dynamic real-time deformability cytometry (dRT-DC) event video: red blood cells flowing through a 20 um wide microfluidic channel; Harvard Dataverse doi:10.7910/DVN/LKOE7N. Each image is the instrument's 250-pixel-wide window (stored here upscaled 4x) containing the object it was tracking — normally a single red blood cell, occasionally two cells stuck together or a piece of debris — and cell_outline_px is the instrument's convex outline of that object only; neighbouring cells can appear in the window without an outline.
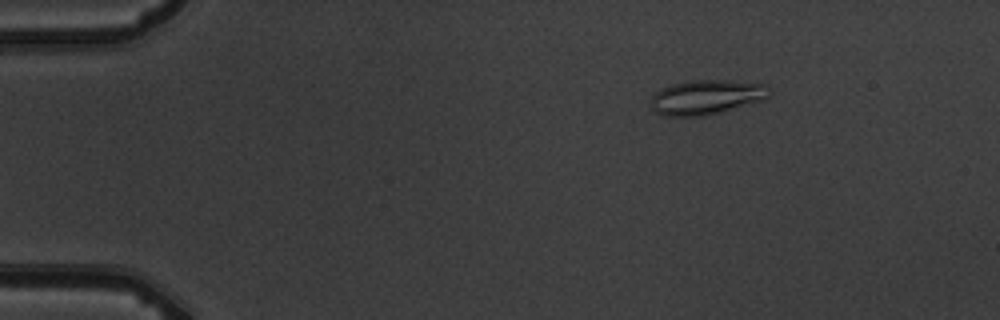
{"species": "common noctule bat (a hibernating species)", "species_latin": "Nyctalus noctula", "temperature_condition": "warm", "stored_images_in_passage": 5, "camera_frame_rate_fps": 3000, "um_per_image_px": 0.085, "animal": {"sex": "male", "body_mass_g": 19.5, "forearm_length_mm": 54.6}, "frame": {"image": 1, "passage_image": 3, "time_ms": 2.0, "image_size_px": [1000, 320], "cell_outline_px": [[772, 92], [764, 100], [720, 112], [704, 116], [660, 116], [652, 108], [652, 96], [660, 88], [672, 84], [692, 80], [728, 80], [768, 84]], "centroid_in_image_um": [60.07, 8.25], "position_along_channel_um": 24.9, "area_um2": 24.1}}